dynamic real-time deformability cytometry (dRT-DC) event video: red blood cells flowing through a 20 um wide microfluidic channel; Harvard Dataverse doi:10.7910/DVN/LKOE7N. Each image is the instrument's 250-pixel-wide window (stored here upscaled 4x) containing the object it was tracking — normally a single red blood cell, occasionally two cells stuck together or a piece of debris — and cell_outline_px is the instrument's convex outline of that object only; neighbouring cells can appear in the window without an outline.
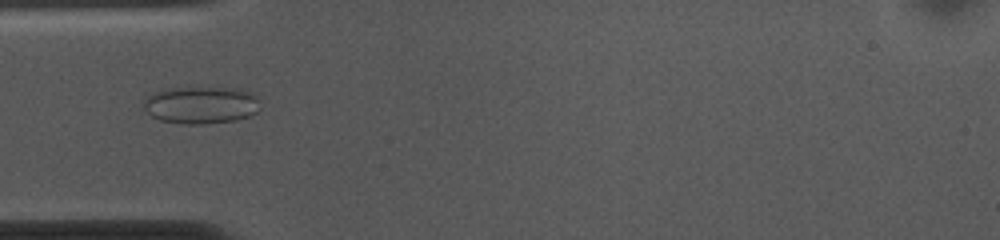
{"species": "common noctule bat (a hibernating species)", "species_latin": "Nyctalus noctula", "temperature_condition": "cold", "stored_images_in_passage": 53, "camera_frame_rate_fps": 3000, "um_per_image_px": 0.085, "animal": {"sex": "female", "body_mass_g": 10.0, "forearm_length_mm": 53.1}, "frame": {"image": 1, "passage_image": 15, "time_ms": 4.667, "image_size_px": [1000, 240], "cell_outline_px": [[260, 108], [256, 112], [248, 116], [236, 120], [204, 124], [184, 124], [160, 120], [152, 116], [144, 108], [144, 100], [152, 92], [160, 88], [236, 88], [252, 92], [260, 100]], "centroid_in_image_um": [17.09, 8.92], "position_along_channel_um": 67.9, "area_um2": 25.55}}
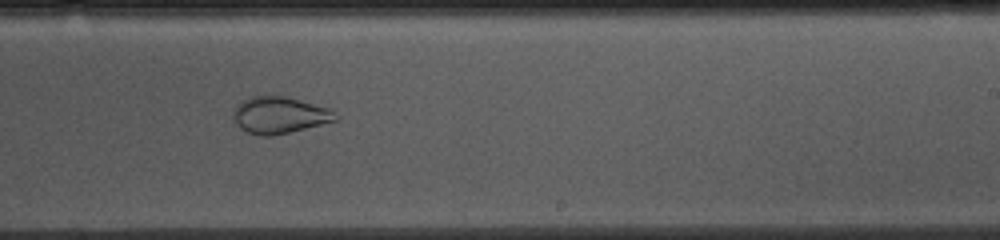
{"frame": {"image": 2, "passage_image": 31, "time_ms": 10.0, "image_size_px": [1000, 240], "cell_outline_px": [[340, 116], [336, 120], [272, 136], [260, 136], [248, 132], [240, 128], [236, 124], [232, 112], [236, 104], [248, 96], [284, 96], [332, 108]], "centroid_in_image_um": [23.74, 9.77], "position_along_channel_um": 265.3, "area_um2": 21.96}}
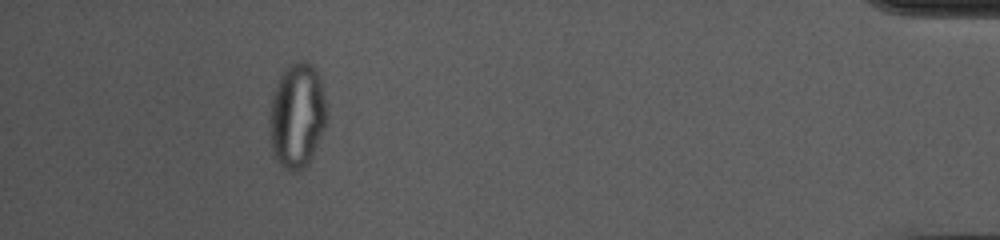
{"frame": {"image": 3, "passage_image": 48, "time_ms": 15.667, "image_size_px": [1000, 240], "cell_outline_px": [[328, 120], [312, 156], [308, 164], [304, 168], [296, 172], [280, 164], [272, 156], [268, 128], [268, 120], [272, 96], [280, 76], [284, 68], [288, 64], [300, 60], [304, 60], [312, 64], [316, 68], [320, 80], [328, 108]], "centroid_in_image_um": [25.25, 9.81], "position_along_channel_um": 410.0, "area_um2": 35.72}}